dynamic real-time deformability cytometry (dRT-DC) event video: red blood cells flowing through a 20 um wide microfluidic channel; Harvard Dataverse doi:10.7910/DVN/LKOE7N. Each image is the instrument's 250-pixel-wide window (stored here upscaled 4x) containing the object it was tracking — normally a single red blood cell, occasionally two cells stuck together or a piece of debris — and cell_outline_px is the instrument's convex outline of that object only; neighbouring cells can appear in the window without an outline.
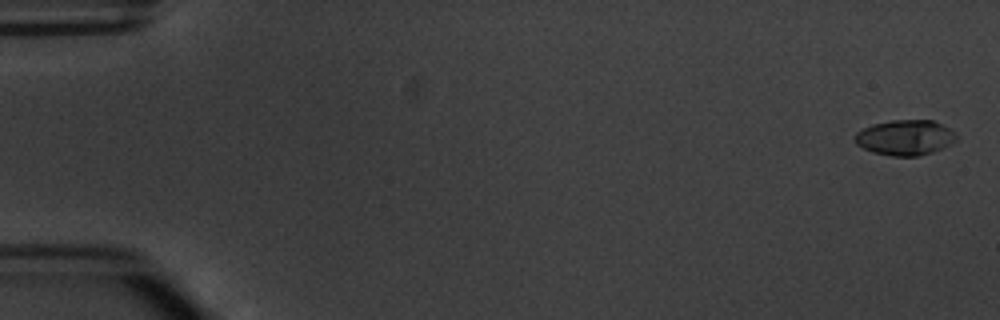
{"species": "common noctule bat (a hibernating species)", "species_latin": "Nyctalus noctula", "temperature_condition": "warm", "stored_images_in_passage": 6, "camera_frame_rate_fps": 3000, "um_per_image_px": 0.085, "animal": {"sex": "male", "body_mass_g": 20.1, "forearm_length_mm": 53.5}, "frame": {"image": 1, "passage_image": 1, "time_ms": 0.0, "image_size_px": [1000, 320], "cell_outline_px": [[956, 140], [944, 148], [920, 156], [892, 156], [872, 152], [856, 144], [852, 136], [856, 132], [872, 124], [892, 120], [932, 120], [948, 128], [956, 136]], "centroid_in_image_um": [76.89, 11.7], "position_along_channel_um": 8.1, "area_um2": 20.87}}
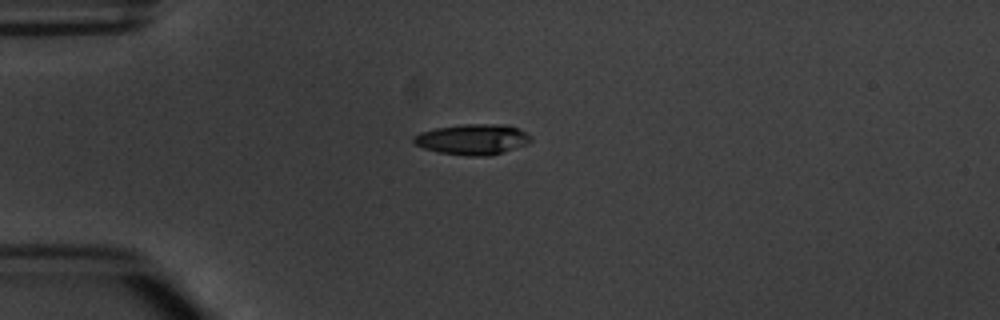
{"frame": {"image": 2, "passage_image": 4, "time_ms": 4.333, "image_size_px": [1000, 320], "cell_outline_px": [[532, 140], [524, 144], [488, 156], [468, 156], [436, 152], [424, 148], [416, 144], [412, 140], [412, 136], [420, 132], [436, 128], [464, 124], [508, 124], [520, 128], [532, 136]], "centroid_in_image_um": [40.15, 11.83], "position_along_channel_um": 44.8, "area_um2": 20.87}}